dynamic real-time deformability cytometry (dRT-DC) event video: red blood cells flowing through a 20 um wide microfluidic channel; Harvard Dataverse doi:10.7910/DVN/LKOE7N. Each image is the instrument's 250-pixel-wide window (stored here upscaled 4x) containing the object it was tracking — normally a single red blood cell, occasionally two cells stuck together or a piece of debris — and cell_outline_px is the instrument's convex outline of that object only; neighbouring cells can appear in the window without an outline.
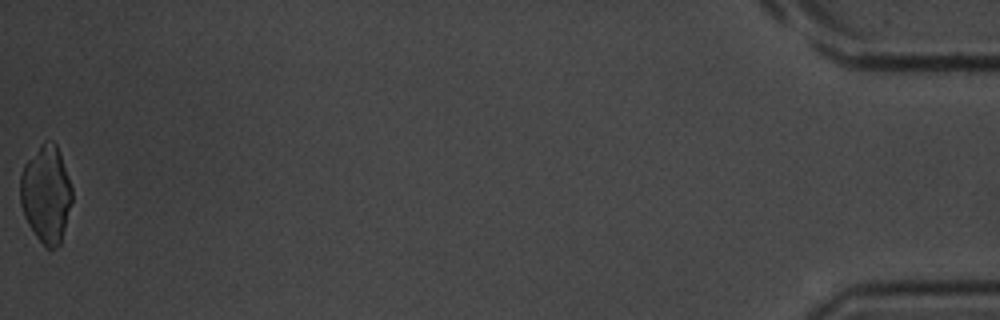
{"species": "common noctule bat (a hibernating species)", "species_latin": "Nyctalus noctula", "temperature_condition": "room temperature", "stored_images_in_passage": 54, "camera_frame_rate_fps": 3000, "um_per_image_px": 0.085, "animal": {"sex": "male", "body_mass_g": 20.1, "forearm_length_mm": 53.5}, "frame": {"image": 1, "passage_image": 54, "time_ms": 17.667, "image_size_px": [1000, 320], "cell_outline_px": [[72, 200], [60, 244], [56, 248], [48, 252], [44, 248], [28, 224], [24, 216], [20, 204], [20, 172], [24, 164], [40, 144], [44, 140], [52, 140], [56, 144], [60, 152], [72, 188]], "centroid_in_image_um": [3.91, 16.51], "position_along_channel_um": 431.3, "area_um2": 29.77}}